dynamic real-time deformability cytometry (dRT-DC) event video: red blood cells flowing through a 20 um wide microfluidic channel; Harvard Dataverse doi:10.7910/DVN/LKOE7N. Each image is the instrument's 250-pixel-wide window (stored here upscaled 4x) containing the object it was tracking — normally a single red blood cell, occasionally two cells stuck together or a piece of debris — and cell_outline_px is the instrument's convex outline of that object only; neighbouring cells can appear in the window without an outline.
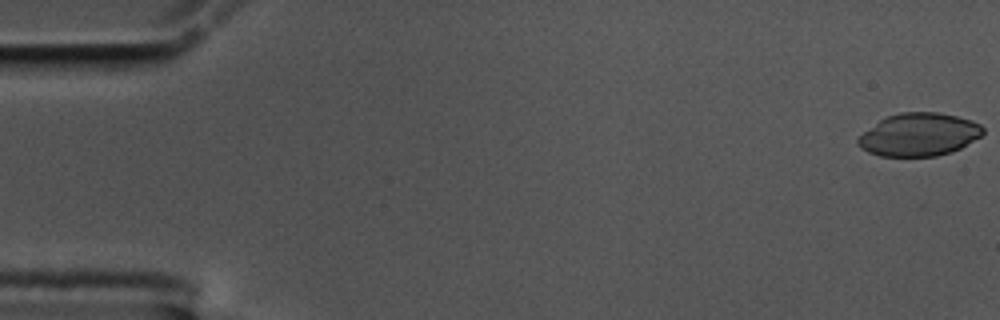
{"species": "common noctule bat (a hibernating species)", "species_latin": "Nyctalus noctula", "temperature_condition": "cold", "stored_images_in_passage": 57, "camera_frame_rate_fps": 3000, "um_per_image_px": 0.085, "animal": {"sex": "male", "body_mass_g": 17.5, "forearm_length_mm": 52.3}, "frame": {"image": 1, "passage_image": 1, "time_ms": 0.0, "image_size_px": [1000, 320], "cell_outline_px": [[984, 132], [980, 136], [960, 148], [952, 152], [936, 156], [880, 156], [868, 152], [860, 148], [856, 144], [856, 140], [864, 132], [880, 120], [888, 116], [900, 112], [940, 112], [972, 120], [980, 124], [984, 128]], "centroid_in_image_um": [78.11, 11.44], "position_along_channel_um": 6.9, "area_um2": 31.21}}